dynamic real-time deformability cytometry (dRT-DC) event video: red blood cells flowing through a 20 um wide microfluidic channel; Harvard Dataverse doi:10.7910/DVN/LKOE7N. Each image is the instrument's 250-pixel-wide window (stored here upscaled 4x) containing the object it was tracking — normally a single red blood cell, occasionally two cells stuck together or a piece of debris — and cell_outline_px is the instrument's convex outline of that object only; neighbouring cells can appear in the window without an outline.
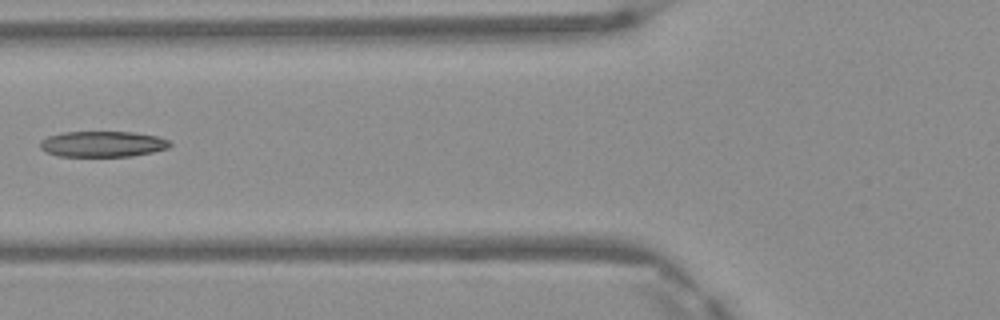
{"species": "Egyptian fruit bat (a non-hibernating species)", "species_latin": "Rousettus aegyptiacus", "temperature_condition": "warm", "stored_images_in_passage": 5, "camera_frame_rate_fps": 3000, "um_per_image_px": 0.085, "frame": {"image": 1, "passage_image": 5, "time_ms": 1.333, "image_size_px": [1000, 320], "cell_outline_px": [[172, 144], [168, 148], [152, 152], [132, 156], [56, 156], [40, 148], [40, 140], [48, 136], [64, 132], [132, 132], [156, 136], [168, 140]], "centroid_in_image_um": [8.71, 12.24], "position_along_channel_um": 117.1, "area_um2": 19.42}}